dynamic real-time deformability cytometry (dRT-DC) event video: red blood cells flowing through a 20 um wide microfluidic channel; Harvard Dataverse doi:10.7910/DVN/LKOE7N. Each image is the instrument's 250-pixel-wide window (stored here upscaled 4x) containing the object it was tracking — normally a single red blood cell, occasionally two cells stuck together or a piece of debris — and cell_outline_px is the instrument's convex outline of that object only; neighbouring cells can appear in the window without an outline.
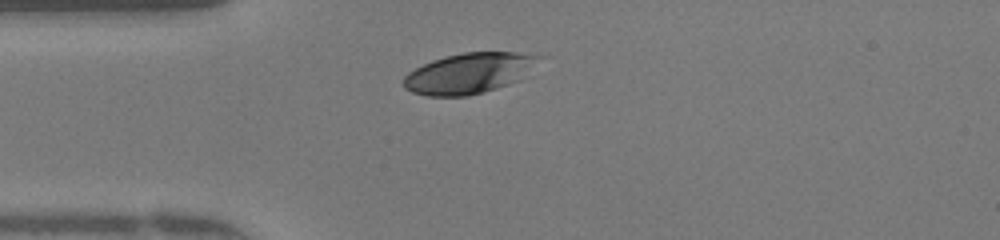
{"species": "human", "species_latin": "Homo sapiens", "temperature_condition": "warm", "stored_images_in_passage": 36, "camera_frame_rate_fps": 3000, "um_per_image_px": 0.085, "donor": {"sex": "female"}, "frame": {"image": 1, "passage_image": 7, "time_ms": 2.0, "image_size_px": [1000, 240], "cell_outline_px": [[544, 56], [520, 80], [484, 92], [468, 96], [428, 96], [412, 92], [404, 88], [404, 76], [408, 72], [432, 60], [464, 52], [516, 52]], "centroid_in_image_um": [39.88, 6.22], "position_along_channel_um": 45.1, "area_um2": 31.85}}
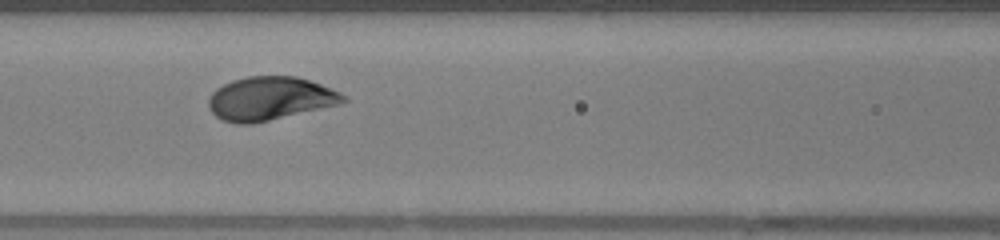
{"frame": {"image": 2, "passage_image": 15, "time_ms": 4.667, "image_size_px": [1000, 240], "cell_outline_px": [[348, 100], [336, 104], [252, 124], [236, 124], [224, 120], [216, 116], [208, 108], [208, 100], [212, 92], [216, 88], [232, 80], [248, 76], [296, 76], [320, 84], [340, 92], [348, 96]], "centroid_in_image_um": [22.9, 8.36], "position_along_channel_um": 143.7, "area_um2": 33.76}}
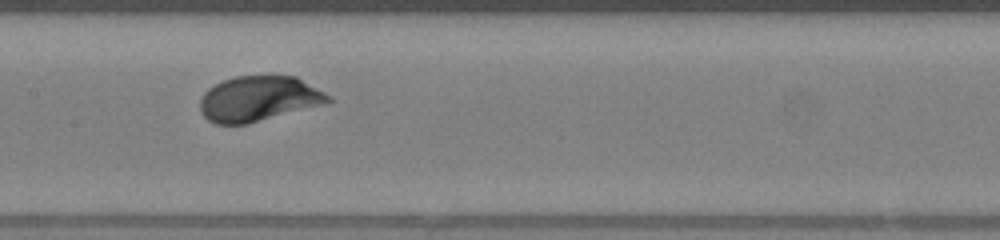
{"frame": {"image": 3, "passage_image": 18, "time_ms": 5.667, "image_size_px": [1000, 240], "cell_outline_px": [[332, 100], [324, 104], [248, 124], [216, 124], [208, 120], [204, 116], [200, 108], [200, 100], [204, 92], [208, 88], [224, 80], [236, 76], [296, 76], [332, 96]], "centroid_in_image_um": [21.99, 8.39], "position_along_channel_um": 185.4, "area_um2": 33.7}, "authors_computed_cell_mechanics": {"area_um2": 33.4373, "velocity_mm_per_s": 4.1943, "shape_relaxation_time_tau1_ms": 1.4431, "shape_relaxation_time_tau2_ms": null, "deformation_change_tau1": 0.1175, "deformation_change_tau2": null}}